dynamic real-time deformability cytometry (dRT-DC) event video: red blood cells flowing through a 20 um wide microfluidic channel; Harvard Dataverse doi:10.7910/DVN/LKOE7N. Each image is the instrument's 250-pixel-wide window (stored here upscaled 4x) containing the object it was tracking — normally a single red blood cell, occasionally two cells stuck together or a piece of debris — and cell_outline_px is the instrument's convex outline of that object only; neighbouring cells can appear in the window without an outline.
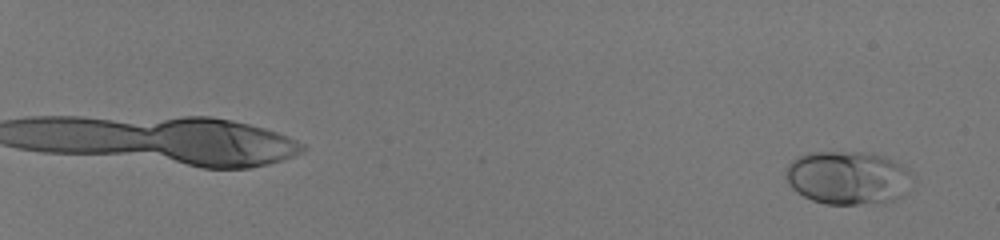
{"species": "human", "species_latin": "Homo sapiens", "temperature_condition": "room temperature", "stored_images_in_passage": 58, "camera_frame_rate_fps": 3000, "um_per_image_px": 0.085, "donor": {"sex": "male"}, "frame": {"image": 1, "passage_image": 4, "time_ms": 1.0, "image_size_px": [1000, 240], "cell_outline_px": [[912, 172], [900, 196], [884, 204], [824, 204], [812, 200], [796, 192], [788, 184], [784, 176], [788, 164], [792, 160], [808, 152], [872, 152], [884, 156], [908, 168]], "centroid_in_image_um": [72.01, 15.1], "position_along_channel_um": 13.0, "area_um2": 39.48}}
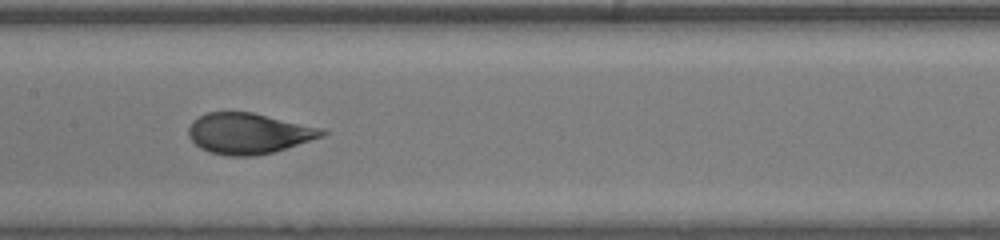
{"frame": {"image": 2, "passage_image": 36, "time_ms": 11.667, "image_size_px": [1000, 240], "cell_outline_px": [[328, 132], [324, 136], [272, 152], [252, 156], [228, 156], [208, 152], [200, 148], [188, 136], [188, 128], [192, 120], [208, 112], [252, 112], [320, 128]], "centroid_in_image_um": [21.08, 11.34], "position_along_channel_um": 186.3, "area_um2": 31.44}}
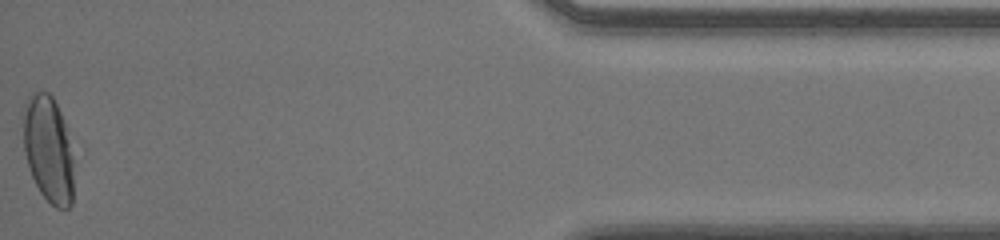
{"frame": {"image": 3, "passage_image": 58, "time_ms": 19.0, "image_size_px": [1000, 240], "cell_outline_px": [[72, 204], [68, 208], [56, 208], [40, 192], [32, 176], [24, 152], [20, 116], [24, 104], [28, 96], [32, 92], [48, 92], [52, 96], [60, 112], [64, 124], [72, 156]], "centroid_in_image_um": [4.04, 12.63], "position_along_channel_um": 431.2, "area_um2": 31.44}, "authors_computed_cell_mechanics": {"area_um2": 32.5414, "velocity_mm_per_s": 4.0654, "shape_relaxation_time_tau1_ms": 3.7974, "shape_relaxation_time_tau2_ms": null, "deformation_change_tau1": 0.1763, "deformation_change_tau2": null}}